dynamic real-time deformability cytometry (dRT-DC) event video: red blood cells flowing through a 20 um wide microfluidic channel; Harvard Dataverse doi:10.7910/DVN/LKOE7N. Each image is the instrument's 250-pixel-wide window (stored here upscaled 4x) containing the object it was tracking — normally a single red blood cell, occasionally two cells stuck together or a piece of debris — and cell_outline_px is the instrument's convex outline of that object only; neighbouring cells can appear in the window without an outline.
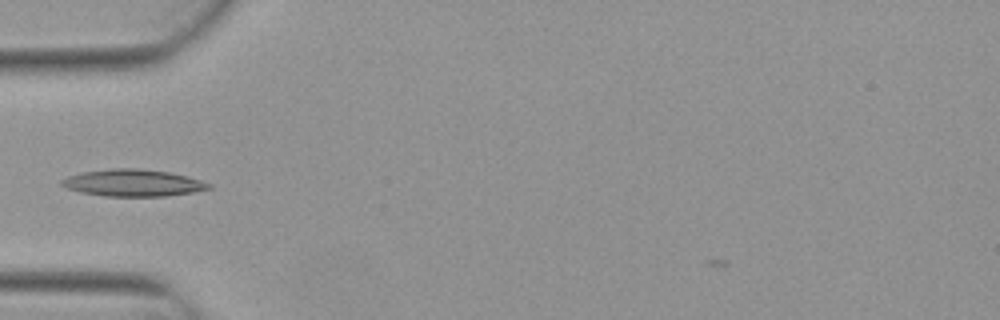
{"species": "Egyptian fruit bat (a non-hibernating species)", "species_latin": "Rousettus aegyptiacus", "temperature_condition": "warm", "stored_images_in_passage": 2, "camera_frame_rate_fps": 3000, "um_per_image_px": 0.085, "animal": {"sex": "female"}, "frame": {"image": 1, "passage_image": 2, "time_ms": 0.333, "image_size_px": [1000, 320], "cell_outline_px": [[212, 188], [192, 192], [164, 196], [104, 196], [80, 192], [68, 188], [60, 184], [60, 180], [68, 176], [84, 172], [112, 168], [140, 168], [168, 172], [188, 176], [212, 184]], "centroid_in_image_um": [11.31, 15.54], "position_along_channel_um": 73.7, "area_um2": 23.0}}